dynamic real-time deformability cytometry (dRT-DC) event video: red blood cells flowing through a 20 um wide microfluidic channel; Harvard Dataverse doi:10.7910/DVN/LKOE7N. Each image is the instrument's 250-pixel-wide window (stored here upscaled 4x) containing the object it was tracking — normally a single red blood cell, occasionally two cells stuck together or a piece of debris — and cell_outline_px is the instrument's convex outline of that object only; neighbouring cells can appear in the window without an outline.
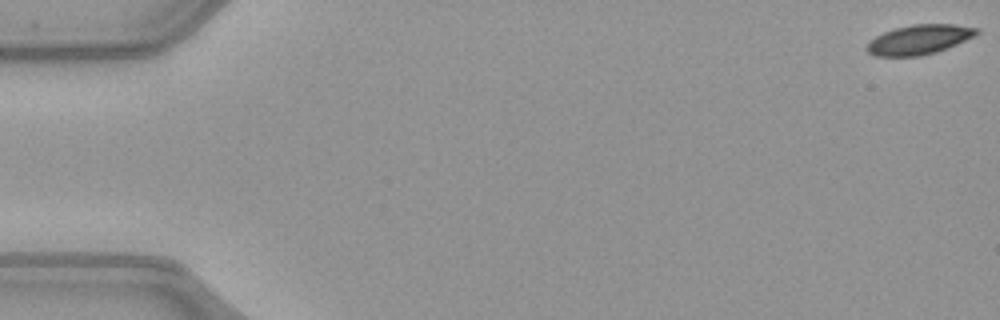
{"species": "common noctule bat (a hibernating species)", "species_latin": "Nyctalus noctula", "temperature_condition": "warm", "stored_images_in_passage": 49, "camera_frame_rate_fps": 3000, "um_per_image_px": 0.085, "animal": {"sex": "female", "body_mass_g": 21.9}, "frame": {"image": 1, "passage_image": 1, "time_ms": 0.0, "image_size_px": [1000, 320], "cell_outline_px": [[980, 32], [948, 48], [936, 52], [920, 56], [876, 56], [868, 52], [864, 48], [876, 36], [884, 32], [896, 28], [912, 24], [956, 24], [980, 28]], "centroid_in_image_um": [78.14, 3.36], "position_along_channel_um": 6.9, "area_um2": 18.84}}
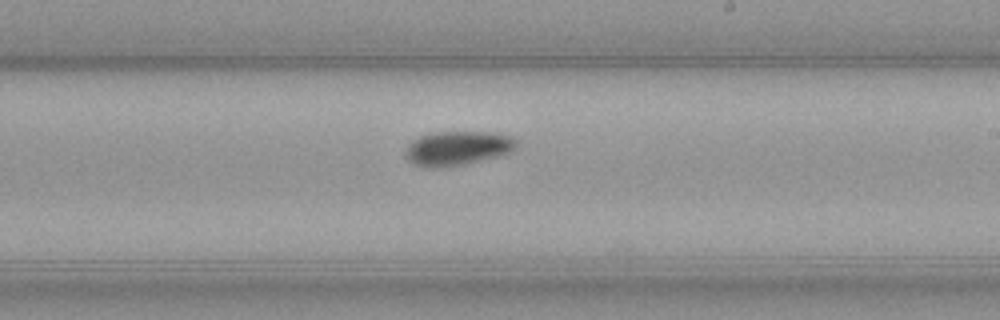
{"frame": {"image": 2, "passage_image": 31, "time_ms": 10.0, "image_size_px": [1000, 320], "cell_outline_px": [[516, 144], [508, 152], [496, 156], [468, 164], [448, 168], [424, 168], [412, 164], [404, 156], [404, 152], [408, 144], [412, 140], [420, 136], [436, 132], [488, 132], [512, 136], [516, 140]], "centroid_in_image_um": [38.79, 12.63], "position_along_channel_um": 250.2, "area_um2": 22.37}}
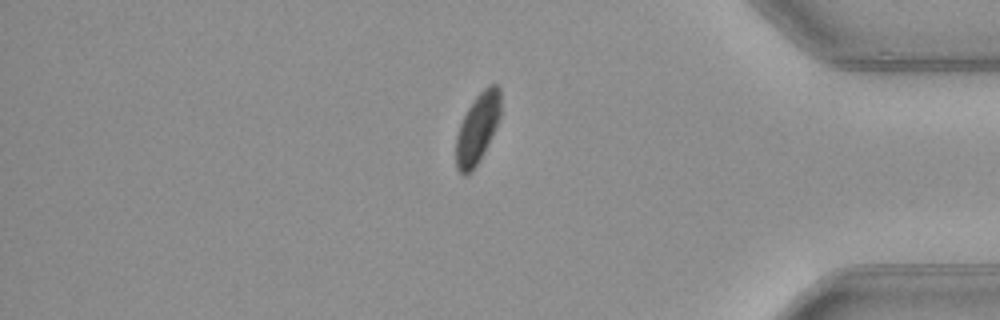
{"frame": {"image": 3, "passage_image": 44, "time_ms": 14.333, "image_size_px": [1000, 320], "cell_outline_px": [[500, 116], [480, 160], [468, 176], [460, 176], [456, 168], [456, 136], [460, 124], [472, 100], [484, 88], [492, 84], [496, 84], [500, 88]], "centroid_in_image_um": [40.56, 10.95], "position_along_channel_um": 394.6, "area_um2": 18.15}}